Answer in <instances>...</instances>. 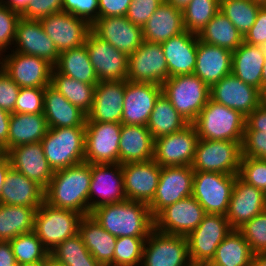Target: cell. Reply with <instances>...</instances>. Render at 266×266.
<instances>
[{
  "label": "cell",
  "mask_w": 266,
  "mask_h": 266,
  "mask_svg": "<svg viewBox=\"0 0 266 266\" xmlns=\"http://www.w3.org/2000/svg\"><path fill=\"white\" fill-rule=\"evenodd\" d=\"M20 87L0 66V108L15 113V103L19 95Z\"/></svg>",
  "instance_id": "cell-56"
},
{
  "label": "cell",
  "mask_w": 266,
  "mask_h": 266,
  "mask_svg": "<svg viewBox=\"0 0 266 266\" xmlns=\"http://www.w3.org/2000/svg\"><path fill=\"white\" fill-rule=\"evenodd\" d=\"M6 154L13 169L36 182L44 190L47 188L54 171L45 158L41 142L13 147Z\"/></svg>",
  "instance_id": "cell-26"
},
{
  "label": "cell",
  "mask_w": 266,
  "mask_h": 266,
  "mask_svg": "<svg viewBox=\"0 0 266 266\" xmlns=\"http://www.w3.org/2000/svg\"><path fill=\"white\" fill-rule=\"evenodd\" d=\"M85 45L99 81L127 80L128 55L89 31Z\"/></svg>",
  "instance_id": "cell-14"
},
{
  "label": "cell",
  "mask_w": 266,
  "mask_h": 266,
  "mask_svg": "<svg viewBox=\"0 0 266 266\" xmlns=\"http://www.w3.org/2000/svg\"><path fill=\"white\" fill-rule=\"evenodd\" d=\"M260 105L266 107V85L260 91Z\"/></svg>",
  "instance_id": "cell-67"
},
{
  "label": "cell",
  "mask_w": 266,
  "mask_h": 266,
  "mask_svg": "<svg viewBox=\"0 0 266 266\" xmlns=\"http://www.w3.org/2000/svg\"><path fill=\"white\" fill-rule=\"evenodd\" d=\"M220 10V0H191L183 9L186 31L199 34Z\"/></svg>",
  "instance_id": "cell-46"
},
{
  "label": "cell",
  "mask_w": 266,
  "mask_h": 266,
  "mask_svg": "<svg viewBox=\"0 0 266 266\" xmlns=\"http://www.w3.org/2000/svg\"><path fill=\"white\" fill-rule=\"evenodd\" d=\"M198 40L197 34L184 31L160 43L168 67V78L194 73Z\"/></svg>",
  "instance_id": "cell-28"
},
{
  "label": "cell",
  "mask_w": 266,
  "mask_h": 266,
  "mask_svg": "<svg viewBox=\"0 0 266 266\" xmlns=\"http://www.w3.org/2000/svg\"><path fill=\"white\" fill-rule=\"evenodd\" d=\"M15 52L38 56L53 66L60 52L54 42L45 33L40 20L20 18L16 27ZM18 44V45H17Z\"/></svg>",
  "instance_id": "cell-27"
},
{
  "label": "cell",
  "mask_w": 266,
  "mask_h": 266,
  "mask_svg": "<svg viewBox=\"0 0 266 266\" xmlns=\"http://www.w3.org/2000/svg\"><path fill=\"white\" fill-rule=\"evenodd\" d=\"M143 39L151 43H162L186 31L182 10L164 1L142 27Z\"/></svg>",
  "instance_id": "cell-32"
},
{
  "label": "cell",
  "mask_w": 266,
  "mask_h": 266,
  "mask_svg": "<svg viewBox=\"0 0 266 266\" xmlns=\"http://www.w3.org/2000/svg\"><path fill=\"white\" fill-rule=\"evenodd\" d=\"M242 157L266 159V133L263 131H244Z\"/></svg>",
  "instance_id": "cell-55"
},
{
  "label": "cell",
  "mask_w": 266,
  "mask_h": 266,
  "mask_svg": "<svg viewBox=\"0 0 266 266\" xmlns=\"http://www.w3.org/2000/svg\"><path fill=\"white\" fill-rule=\"evenodd\" d=\"M265 210L266 194L262 190L247 184L237 175L225 215L231 228L239 229Z\"/></svg>",
  "instance_id": "cell-24"
},
{
  "label": "cell",
  "mask_w": 266,
  "mask_h": 266,
  "mask_svg": "<svg viewBox=\"0 0 266 266\" xmlns=\"http://www.w3.org/2000/svg\"><path fill=\"white\" fill-rule=\"evenodd\" d=\"M244 42L257 46L266 43V4L259 8L255 23L244 36Z\"/></svg>",
  "instance_id": "cell-57"
},
{
  "label": "cell",
  "mask_w": 266,
  "mask_h": 266,
  "mask_svg": "<svg viewBox=\"0 0 266 266\" xmlns=\"http://www.w3.org/2000/svg\"><path fill=\"white\" fill-rule=\"evenodd\" d=\"M121 123L86 122L84 162L119 163Z\"/></svg>",
  "instance_id": "cell-11"
},
{
  "label": "cell",
  "mask_w": 266,
  "mask_h": 266,
  "mask_svg": "<svg viewBox=\"0 0 266 266\" xmlns=\"http://www.w3.org/2000/svg\"><path fill=\"white\" fill-rule=\"evenodd\" d=\"M264 55H265V63L263 66L262 72V87L266 85V43L263 45Z\"/></svg>",
  "instance_id": "cell-66"
},
{
  "label": "cell",
  "mask_w": 266,
  "mask_h": 266,
  "mask_svg": "<svg viewBox=\"0 0 266 266\" xmlns=\"http://www.w3.org/2000/svg\"><path fill=\"white\" fill-rule=\"evenodd\" d=\"M162 93L190 124L210 99V87L194 74L169 77L162 84Z\"/></svg>",
  "instance_id": "cell-5"
},
{
  "label": "cell",
  "mask_w": 266,
  "mask_h": 266,
  "mask_svg": "<svg viewBox=\"0 0 266 266\" xmlns=\"http://www.w3.org/2000/svg\"><path fill=\"white\" fill-rule=\"evenodd\" d=\"M253 252L238 229H232L216 249L210 266H251Z\"/></svg>",
  "instance_id": "cell-40"
},
{
  "label": "cell",
  "mask_w": 266,
  "mask_h": 266,
  "mask_svg": "<svg viewBox=\"0 0 266 266\" xmlns=\"http://www.w3.org/2000/svg\"><path fill=\"white\" fill-rule=\"evenodd\" d=\"M62 6L63 0H30L26 10L20 16L27 20H40L62 12Z\"/></svg>",
  "instance_id": "cell-54"
},
{
  "label": "cell",
  "mask_w": 266,
  "mask_h": 266,
  "mask_svg": "<svg viewBox=\"0 0 266 266\" xmlns=\"http://www.w3.org/2000/svg\"><path fill=\"white\" fill-rule=\"evenodd\" d=\"M91 30L119 51L130 55L143 43L142 27L133 24L126 16L99 17Z\"/></svg>",
  "instance_id": "cell-23"
},
{
  "label": "cell",
  "mask_w": 266,
  "mask_h": 266,
  "mask_svg": "<svg viewBox=\"0 0 266 266\" xmlns=\"http://www.w3.org/2000/svg\"><path fill=\"white\" fill-rule=\"evenodd\" d=\"M54 69L67 77L87 84L99 82L85 44L60 52Z\"/></svg>",
  "instance_id": "cell-37"
},
{
  "label": "cell",
  "mask_w": 266,
  "mask_h": 266,
  "mask_svg": "<svg viewBox=\"0 0 266 266\" xmlns=\"http://www.w3.org/2000/svg\"><path fill=\"white\" fill-rule=\"evenodd\" d=\"M198 140L193 124L179 132L161 136L154 140L153 160L161 167L191 166Z\"/></svg>",
  "instance_id": "cell-13"
},
{
  "label": "cell",
  "mask_w": 266,
  "mask_h": 266,
  "mask_svg": "<svg viewBox=\"0 0 266 266\" xmlns=\"http://www.w3.org/2000/svg\"><path fill=\"white\" fill-rule=\"evenodd\" d=\"M45 266H66V265L60 264V263L54 261L51 257H49Z\"/></svg>",
  "instance_id": "cell-68"
},
{
  "label": "cell",
  "mask_w": 266,
  "mask_h": 266,
  "mask_svg": "<svg viewBox=\"0 0 266 266\" xmlns=\"http://www.w3.org/2000/svg\"><path fill=\"white\" fill-rule=\"evenodd\" d=\"M21 16L0 4V56L15 41L16 27ZM4 50V51H3Z\"/></svg>",
  "instance_id": "cell-51"
},
{
  "label": "cell",
  "mask_w": 266,
  "mask_h": 266,
  "mask_svg": "<svg viewBox=\"0 0 266 266\" xmlns=\"http://www.w3.org/2000/svg\"><path fill=\"white\" fill-rule=\"evenodd\" d=\"M162 85L125 80L121 124L147 126Z\"/></svg>",
  "instance_id": "cell-20"
},
{
  "label": "cell",
  "mask_w": 266,
  "mask_h": 266,
  "mask_svg": "<svg viewBox=\"0 0 266 266\" xmlns=\"http://www.w3.org/2000/svg\"><path fill=\"white\" fill-rule=\"evenodd\" d=\"M198 38L207 44L226 48L232 52L244 42V37L220 10L200 31Z\"/></svg>",
  "instance_id": "cell-41"
},
{
  "label": "cell",
  "mask_w": 266,
  "mask_h": 266,
  "mask_svg": "<svg viewBox=\"0 0 266 266\" xmlns=\"http://www.w3.org/2000/svg\"><path fill=\"white\" fill-rule=\"evenodd\" d=\"M62 11L85 19L92 25L99 18V0H63Z\"/></svg>",
  "instance_id": "cell-52"
},
{
  "label": "cell",
  "mask_w": 266,
  "mask_h": 266,
  "mask_svg": "<svg viewBox=\"0 0 266 266\" xmlns=\"http://www.w3.org/2000/svg\"><path fill=\"white\" fill-rule=\"evenodd\" d=\"M44 193L40 185L11 167L0 193V204L40 207Z\"/></svg>",
  "instance_id": "cell-31"
},
{
  "label": "cell",
  "mask_w": 266,
  "mask_h": 266,
  "mask_svg": "<svg viewBox=\"0 0 266 266\" xmlns=\"http://www.w3.org/2000/svg\"><path fill=\"white\" fill-rule=\"evenodd\" d=\"M194 75L211 87L232 73V51L198 40Z\"/></svg>",
  "instance_id": "cell-29"
},
{
  "label": "cell",
  "mask_w": 266,
  "mask_h": 266,
  "mask_svg": "<svg viewBox=\"0 0 266 266\" xmlns=\"http://www.w3.org/2000/svg\"><path fill=\"white\" fill-rule=\"evenodd\" d=\"M148 237H117L113 266H140L143 249Z\"/></svg>",
  "instance_id": "cell-47"
},
{
  "label": "cell",
  "mask_w": 266,
  "mask_h": 266,
  "mask_svg": "<svg viewBox=\"0 0 266 266\" xmlns=\"http://www.w3.org/2000/svg\"><path fill=\"white\" fill-rule=\"evenodd\" d=\"M47 130L48 125L43 113H12L9 123L8 151L19 145L40 142Z\"/></svg>",
  "instance_id": "cell-36"
},
{
  "label": "cell",
  "mask_w": 266,
  "mask_h": 266,
  "mask_svg": "<svg viewBox=\"0 0 266 266\" xmlns=\"http://www.w3.org/2000/svg\"><path fill=\"white\" fill-rule=\"evenodd\" d=\"M262 5L254 0H220V11L244 37L255 23Z\"/></svg>",
  "instance_id": "cell-45"
},
{
  "label": "cell",
  "mask_w": 266,
  "mask_h": 266,
  "mask_svg": "<svg viewBox=\"0 0 266 266\" xmlns=\"http://www.w3.org/2000/svg\"><path fill=\"white\" fill-rule=\"evenodd\" d=\"M206 214L198 201L189 196L164 208L154 218V228L162 233L187 237Z\"/></svg>",
  "instance_id": "cell-16"
},
{
  "label": "cell",
  "mask_w": 266,
  "mask_h": 266,
  "mask_svg": "<svg viewBox=\"0 0 266 266\" xmlns=\"http://www.w3.org/2000/svg\"><path fill=\"white\" fill-rule=\"evenodd\" d=\"M46 264H16V266H45Z\"/></svg>",
  "instance_id": "cell-69"
},
{
  "label": "cell",
  "mask_w": 266,
  "mask_h": 266,
  "mask_svg": "<svg viewBox=\"0 0 266 266\" xmlns=\"http://www.w3.org/2000/svg\"><path fill=\"white\" fill-rule=\"evenodd\" d=\"M249 243L253 254L266 253V210L238 229Z\"/></svg>",
  "instance_id": "cell-48"
},
{
  "label": "cell",
  "mask_w": 266,
  "mask_h": 266,
  "mask_svg": "<svg viewBox=\"0 0 266 266\" xmlns=\"http://www.w3.org/2000/svg\"><path fill=\"white\" fill-rule=\"evenodd\" d=\"M186 236L166 234L155 228L145 241L141 266H190Z\"/></svg>",
  "instance_id": "cell-10"
},
{
  "label": "cell",
  "mask_w": 266,
  "mask_h": 266,
  "mask_svg": "<svg viewBox=\"0 0 266 266\" xmlns=\"http://www.w3.org/2000/svg\"><path fill=\"white\" fill-rule=\"evenodd\" d=\"M94 195L99 196L100 199L93 200ZM126 199L121 164H91L89 214L97 207Z\"/></svg>",
  "instance_id": "cell-18"
},
{
  "label": "cell",
  "mask_w": 266,
  "mask_h": 266,
  "mask_svg": "<svg viewBox=\"0 0 266 266\" xmlns=\"http://www.w3.org/2000/svg\"><path fill=\"white\" fill-rule=\"evenodd\" d=\"M237 175L194 171L192 196L207 214L226 215Z\"/></svg>",
  "instance_id": "cell-8"
},
{
  "label": "cell",
  "mask_w": 266,
  "mask_h": 266,
  "mask_svg": "<svg viewBox=\"0 0 266 266\" xmlns=\"http://www.w3.org/2000/svg\"><path fill=\"white\" fill-rule=\"evenodd\" d=\"M246 117L239 111L209 99L192 123L199 139L229 140L242 145Z\"/></svg>",
  "instance_id": "cell-3"
},
{
  "label": "cell",
  "mask_w": 266,
  "mask_h": 266,
  "mask_svg": "<svg viewBox=\"0 0 266 266\" xmlns=\"http://www.w3.org/2000/svg\"><path fill=\"white\" fill-rule=\"evenodd\" d=\"M3 154V151H2V149L0 148V155H2Z\"/></svg>",
  "instance_id": "cell-72"
},
{
  "label": "cell",
  "mask_w": 266,
  "mask_h": 266,
  "mask_svg": "<svg viewBox=\"0 0 266 266\" xmlns=\"http://www.w3.org/2000/svg\"><path fill=\"white\" fill-rule=\"evenodd\" d=\"M190 266H210L209 264H194L192 263Z\"/></svg>",
  "instance_id": "cell-70"
},
{
  "label": "cell",
  "mask_w": 266,
  "mask_h": 266,
  "mask_svg": "<svg viewBox=\"0 0 266 266\" xmlns=\"http://www.w3.org/2000/svg\"><path fill=\"white\" fill-rule=\"evenodd\" d=\"M265 63L263 46L243 42L232 52V73L242 82L262 89V72Z\"/></svg>",
  "instance_id": "cell-35"
},
{
  "label": "cell",
  "mask_w": 266,
  "mask_h": 266,
  "mask_svg": "<svg viewBox=\"0 0 266 266\" xmlns=\"http://www.w3.org/2000/svg\"><path fill=\"white\" fill-rule=\"evenodd\" d=\"M40 23L59 52L83 46L91 30L85 19L63 11L40 19Z\"/></svg>",
  "instance_id": "cell-19"
},
{
  "label": "cell",
  "mask_w": 266,
  "mask_h": 266,
  "mask_svg": "<svg viewBox=\"0 0 266 266\" xmlns=\"http://www.w3.org/2000/svg\"><path fill=\"white\" fill-rule=\"evenodd\" d=\"M254 1H256V2H259V3H261V4H266V0H254Z\"/></svg>",
  "instance_id": "cell-71"
},
{
  "label": "cell",
  "mask_w": 266,
  "mask_h": 266,
  "mask_svg": "<svg viewBox=\"0 0 266 266\" xmlns=\"http://www.w3.org/2000/svg\"><path fill=\"white\" fill-rule=\"evenodd\" d=\"M238 176L266 194V159L241 157Z\"/></svg>",
  "instance_id": "cell-49"
},
{
  "label": "cell",
  "mask_w": 266,
  "mask_h": 266,
  "mask_svg": "<svg viewBox=\"0 0 266 266\" xmlns=\"http://www.w3.org/2000/svg\"><path fill=\"white\" fill-rule=\"evenodd\" d=\"M127 199L146 203L153 200L160 179L161 166L153 159L121 165Z\"/></svg>",
  "instance_id": "cell-22"
},
{
  "label": "cell",
  "mask_w": 266,
  "mask_h": 266,
  "mask_svg": "<svg viewBox=\"0 0 266 266\" xmlns=\"http://www.w3.org/2000/svg\"><path fill=\"white\" fill-rule=\"evenodd\" d=\"M245 131H263L266 133V107L259 105L246 117Z\"/></svg>",
  "instance_id": "cell-59"
},
{
  "label": "cell",
  "mask_w": 266,
  "mask_h": 266,
  "mask_svg": "<svg viewBox=\"0 0 266 266\" xmlns=\"http://www.w3.org/2000/svg\"><path fill=\"white\" fill-rule=\"evenodd\" d=\"M11 114L0 108V148L3 153L8 152V135Z\"/></svg>",
  "instance_id": "cell-60"
},
{
  "label": "cell",
  "mask_w": 266,
  "mask_h": 266,
  "mask_svg": "<svg viewBox=\"0 0 266 266\" xmlns=\"http://www.w3.org/2000/svg\"><path fill=\"white\" fill-rule=\"evenodd\" d=\"M16 264L9 241H0V266H16Z\"/></svg>",
  "instance_id": "cell-61"
},
{
  "label": "cell",
  "mask_w": 266,
  "mask_h": 266,
  "mask_svg": "<svg viewBox=\"0 0 266 266\" xmlns=\"http://www.w3.org/2000/svg\"><path fill=\"white\" fill-rule=\"evenodd\" d=\"M241 157L239 142L199 139L191 167L194 171L238 175Z\"/></svg>",
  "instance_id": "cell-7"
},
{
  "label": "cell",
  "mask_w": 266,
  "mask_h": 266,
  "mask_svg": "<svg viewBox=\"0 0 266 266\" xmlns=\"http://www.w3.org/2000/svg\"><path fill=\"white\" fill-rule=\"evenodd\" d=\"M82 217L76 211L56 208L44 201L36 211L34 232L51 252L61 242L78 234Z\"/></svg>",
  "instance_id": "cell-6"
},
{
  "label": "cell",
  "mask_w": 266,
  "mask_h": 266,
  "mask_svg": "<svg viewBox=\"0 0 266 266\" xmlns=\"http://www.w3.org/2000/svg\"><path fill=\"white\" fill-rule=\"evenodd\" d=\"M78 235L89 252L102 266H113L117 237L106 231L90 214L82 217Z\"/></svg>",
  "instance_id": "cell-34"
},
{
  "label": "cell",
  "mask_w": 266,
  "mask_h": 266,
  "mask_svg": "<svg viewBox=\"0 0 266 266\" xmlns=\"http://www.w3.org/2000/svg\"><path fill=\"white\" fill-rule=\"evenodd\" d=\"M226 216L206 214L200 224L187 236L191 263L209 264L216 249L231 232Z\"/></svg>",
  "instance_id": "cell-9"
},
{
  "label": "cell",
  "mask_w": 266,
  "mask_h": 266,
  "mask_svg": "<svg viewBox=\"0 0 266 266\" xmlns=\"http://www.w3.org/2000/svg\"><path fill=\"white\" fill-rule=\"evenodd\" d=\"M90 215L115 237H148L154 229V218L143 202L126 199L97 207Z\"/></svg>",
  "instance_id": "cell-2"
},
{
  "label": "cell",
  "mask_w": 266,
  "mask_h": 266,
  "mask_svg": "<svg viewBox=\"0 0 266 266\" xmlns=\"http://www.w3.org/2000/svg\"><path fill=\"white\" fill-rule=\"evenodd\" d=\"M251 266H266V253L254 254Z\"/></svg>",
  "instance_id": "cell-64"
},
{
  "label": "cell",
  "mask_w": 266,
  "mask_h": 266,
  "mask_svg": "<svg viewBox=\"0 0 266 266\" xmlns=\"http://www.w3.org/2000/svg\"><path fill=\"white\" fill-rule=\"evenodd\" d=\"M168 79V67L160 43L143 41L128 55L127 80L162 85Z\"/></svg>",
  "instance_id": "cell-15"
},
{
  "label": "cell",
  "mask_w": 266,
  "mask_h": 266,
  "mask_svg": "<svg viewBox=\"0 0 266 266\" xmlns=\"http://www.w3.org/2000/svg\"><path fill=\"white\" fill-rule=\"evenodd\" d=\"M50 85L59 91L71 104L88 114L93 106L95 86L67 77L54 68Z\"/></svg>",
  "instance_id": "cell-42"
},
{
  "label": "cell",
  "mask_w": 266,
  "mask_h": 266,
  "mask_svg": "<svg viewBox=\"0 0 266 266\" xmlns=\"http://www.w3.org/2000/svg\"><path fill=\"white\" fill-rule=\"evenodd\" d=\"M30 0H0V4L5 5L13 12L21 15L29 5Z\"/></svg>",
  "instance_id": "cell-62"
},
{
  "label": "cell",
  "mask_w": 266,
  "mask_h": 266,
  "mask_svg": "<svg viewBox=\"0 0 266 266\" xmlns=\"http://www.w3.org/2000/svg\"><path fill=\"white\" fill-rule=\"evenodd\" d=\"M45 87H21L15 103V113H43Z\"/></svg>",
  "instance_id": "cell-50"
},
{
  "label": "cell",
  "mask_w": 266,
  "mask_h": 266,
  "mask_svg": "<svg viewBox=\"0 0 266 266\" xmlns=\"http://www.w3.org/2000/svg\"><path fill=\"white\" fill-rule=\"evenodd\" d=\"M40 142L54 172L84 162L85 127H48Z\"/></svg>",
  "instance_id": "cell-4"
},
{
  "label": "cell",
  "mask_w": 266,
  "mask_h": 266,
  "mask_svg": "<svg viewBox=\"0 0 266 266\" xmlns=\"http://www.w3.org/2000/svg\"><path fill=\"white\" fill-rule=\"evenodd\" d=\"M11 168V162L6 153L0 155V193L5 183L6 175Z\"/></svg>",
  "instance_id": "cell-63"
},
{
  "label": "cell",
  "mask_w": 266,
  "mask_h": 266,
  "mask_svg": "<svg viewBox=\"0 0 266 266\" xmlns=\"http://www.w3.org/2000/svg\"><path fill=\"white\" fill-rule=\"evenodd\" d=\"M17 264H46L50 252L34 231L20 234L9 241Z\"/></svg>",
  "instance_id": "cell-44"
},
{
  "label": "cell",
  "mask_w": 266,
  "mask_h": 266,
  "mask_svg": "<svg viewBox=\"0 0 266 266\" xmlns=\"http://www.w3.org/2000/svg\"><path fill=\"white\" fill-rule=\"evenodd\" d=\"M91 164L80 163L55 171L45 189L44 201L49 205L89 215Z\"/></svg>",
  "instance_id": "cell-1"
},
{
  "label": "cell",
  "mask_w": 266,
  "mask_h": 266,
  "mask_svg": "<svg viewBox=\"0 0 266 266\" xmlns=\"http://www.w3.org/2000/svg\"><path fill=\"white\" fill-rule=\"evenodd\" d=\"M164 0H132L126 17L133 24L143 27Z\"/></svg>",
  "instance_id": "cell-53"
},
{
  "label": "cell",
  "mask_w": 266,
  "mask_h": 266,
  "mask_svg": "<svg viewBox=\"0 0 266 266\" xmlns=\"http://www.w3.org/2000/svg\"><path fill=\"white\" fill-rule=\"evenodd\" d=\"M194 170L191 166L161 167L153 200L148 204L155 218L164 208L192 196Z\"/></svg>",
  "instance_id": "cell-12"
},
{
  "label": "cell",
  "mask_w": 266,
  "mask_h": 266,
  "mask_svg": "<svg viewBox=\"0 0 266 266\" xmlns=\"http://www.w3.org/2000/svg\"><path fill=\"white\" fill-rule=\"evenodd\" d=\"M190 123L173 107L169 99L161 93L151 112L147 128L153 139L183 130Z\"/></svg>",
  "instance_id": "cell-39"
},
{
  "label": "cell",
  "mask_w": 266,
  "mask_h": 266,
  "mask_svg": "<svg viewBox=\"0 0 266 266\" xmlns=\"http://www.w3.org/2000/svg\"><path fill=\"white\" fill-rule=\"evenodd\" d=\"M43 114L48 127H85L87 114L51 85L45 87Z\"/></svg>",
  "instance_id": "cell-30"
},
{
  "label": "cell",
  "mask_w": 266,
  "mask_h": 266,
  "mask_svg": "<svg viewBox=\"0 0 266 266\" xmlns=\"http://www.w3.org/2000/svg\"><path fill=\"white\" fill-rule=\"evenodd\" d=\"M125 80L99 81L86 122L121 123Z\"/></svg>",
  "instance_id": "cell-25"
},
{
  "label": "cell",
  "mask_w": 266,
  "mask_h": 266,
  "mask_svg": "<svg viewBox=\"0 0 266 266\" xmlns=\"http://www.w3.org/2000/svg\"><path fill=\"white\" fill-rule=\"evenodd\" d=\"M50 257L66 266H102L78 234L61 242L50 252Z\"/></svg>",
  "instance_id": "cell-43"
},
{
  "label": "cell",
  "mask_w": 266,
  "mask_h": 266,
  "mask_svg": "<svg viewBox=\"0 0 266 266\" xmlns=\"http://www.w3.org/2000/svg\"><path fill=\"white\" fill-rule=\"evenodd\" d=\"M164 1L182 11L191 2V0H164Z\"/></svg>",
  "instance_id": "cell-65"
},
{
  "label": "cell",
  "mask_w": 266,
  "mask_h": 266,
  "mask_svg": "<svg viewBox=\"0 0 266 266\" xmlns=\"http://www.w3.org/2000/svg\"><path fill=\"white\" fill-rule=\"evenodd\" d=\"M1 60L0 66L20 88L46 87L51 83L54 66L45 59L13 50Z\"/></svg>",
  "instance_id": "cell-17"
},
{
  "label": "cell",
  "mask_w": 266,
  "mask_h": 266,
  "mask_svg": "<svg viewBox=\"0 0 266 266\" xmlns=\"http://www.w3.org/2000/svg\"><path fill=\"white\" fill-rule=\"evenodd\" d=\"M154 157V139L147 126L124 125L119 142V163L146 162Z\"/></svg>",
  "instance_id": "cell-33"
},
{
  "label": "cell",
  "mask_w": 266,
  "mask_h": 266,
  "mask_svg": "<svg viewBox=\"0 0 266 266\" xmlns=\"http://www.w3.org/2000/svg\"><path fill=\"white\" fill-rule=\"evenodd\" d=\"M38 208L0 204V241H10L20 234L34 231Z\"/></svg>",
  "instance_id": "cell-38"
},
{
  "label": "cell",
  "mask_w": 266,
  "mask_h": 266,
  "mask_svg": "<svg viewBox=\"0 0 266 266\" xmlns=\"http://www.w3.org/2000/svg\"><path fill=\"white\" fill-rule=\"evenodd\" d=\"M132 0H99V17L126 16Z\"/></svg>",
  "instance_id": "cell-58"
},
{
  "label": "cell",
  "mask_w": 266,
  "mask_h": 266,
  "mask_svg": "<svg viewBox=\"0 0 266 266\" xmlns=\"http://www.w3.org/2000/svg\"><path fill=\"white\" fill-rule=\"evenodd\" d=\"M210 99L247 117L260 105V91L230 73L210 87Z\"/></svg>",
  "instance_id": "cell-21"
}]
</instances>
